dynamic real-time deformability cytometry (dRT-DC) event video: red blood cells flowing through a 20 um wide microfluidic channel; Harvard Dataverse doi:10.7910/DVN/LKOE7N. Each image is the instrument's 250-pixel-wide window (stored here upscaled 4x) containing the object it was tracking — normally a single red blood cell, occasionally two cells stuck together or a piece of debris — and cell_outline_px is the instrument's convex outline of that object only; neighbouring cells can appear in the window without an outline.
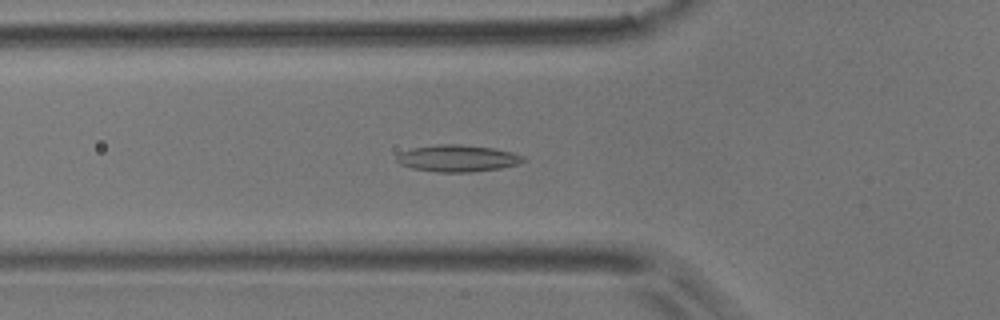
{"species": "common noctule bat (a hibernating species)", "species_latin": "Nyctalus noctula", "temperature_condition": "room temperature", "stored_images_in_passage": 53, "camera_frame_rate_fps": 3000, "um_per_image_px": 0.085, "animal": {"sex": "male", "body_mass_g": 17.9}, "frame": {"image": 1, "passage_image": 17, "time_ms": 5.333, "image_size_px": [1000, 320], "cell_outline_px": [[528, 160], [516, 164], [500, 168], [472, 172], [436, 172], [412, 168], [400, 164], [396, 160], [396, 156], [400, 152], [412, 148], [440, 144], [460, 144], [492, 148], [512, 152], [524, 156]], "centroid_in_image_um": [38.89, 13.46], "position_along_channel_um": 86.9, "area_um2": 19.77}}
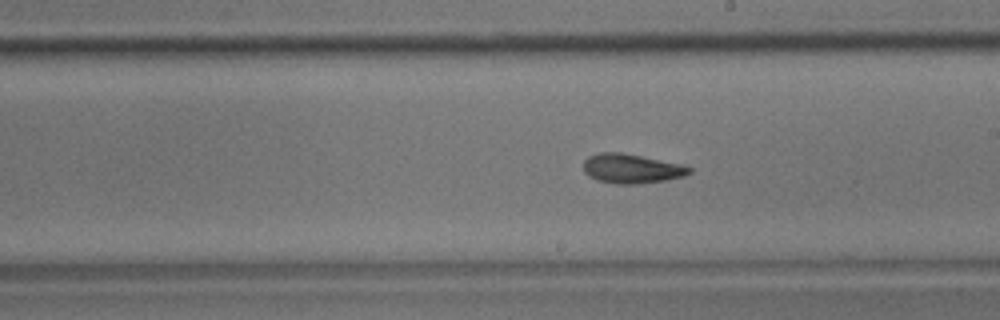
{"frame": {"image": 2, "passage_image": 29, "time_ms": 9.333, "image_size_px": [1000, 320], "cell_outline_px": [[692, 172], [684, 176], [664, 180], [636, 184], [616, 184], [596, 180], [588, 176], [584, 172], [584, 160], [588, 156], [600, 152], [620, 152], [680, 164], [692, 168]], "centroid_in_image_um": [53.64, 14.33], "position_along_channel_um": 235.4, "area_um2": 18.03}}
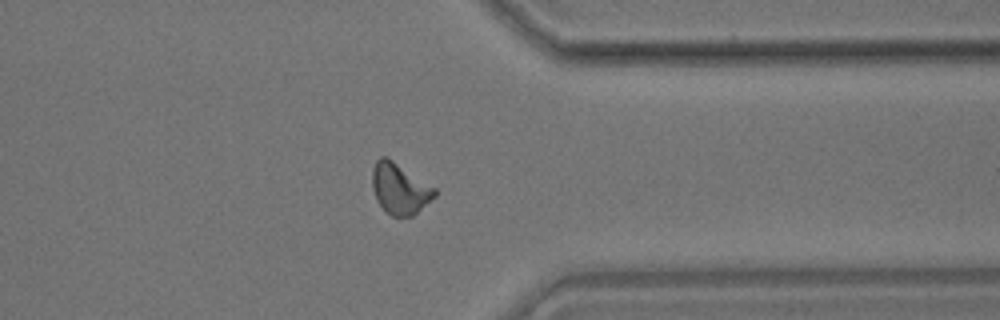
{"frame": {"image": 3, "passage_image": 41, "time_ms": 13.333, "image_size_px": [1000, 320], "cell_outline_px": [[436, 196], [412, 216], [392, 216], [376, 200], [372, 188], [372, 168], [376, 160], [380, 156], [384, 156], [392, 160], [436, 188]], "centroid_in_image_um": [33.96, 16.02], "position_along_channel_um": 377.4, "area_um2": 18.32}, "authors_computed_cell_mechanics": {"area_um2": 17.9758, "velocity_mm_per_s": 3.6926, "shape_relaxation_time_tau1_ms": null, "shape_relaxation_time_tau2_ms": 2.8071, "deformation_change_tau1": null, "deformation_change_tau2": 0.1052}}